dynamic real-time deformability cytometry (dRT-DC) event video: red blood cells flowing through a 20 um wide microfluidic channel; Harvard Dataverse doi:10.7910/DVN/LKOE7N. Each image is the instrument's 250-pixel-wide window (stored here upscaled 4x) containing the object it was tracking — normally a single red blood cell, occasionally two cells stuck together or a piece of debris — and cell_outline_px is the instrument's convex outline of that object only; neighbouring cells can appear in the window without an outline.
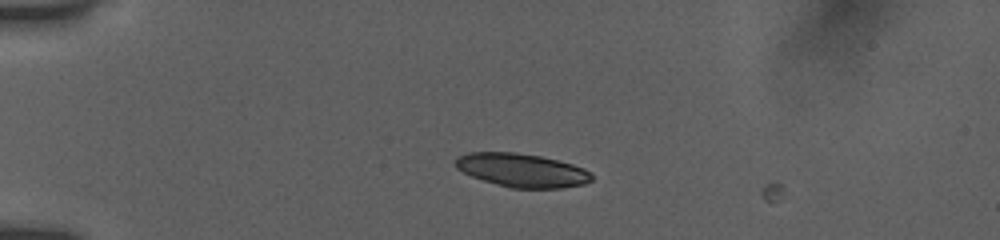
{"species": "human", "species_latin": "Homo sapiens", "temperature_condition": "room temperature", "stored_images_in_passage": 2, "camera_frame_rate_fps": 3000, "um_per_image_px": 0.085, "donor": {"sex": "female"}, "frame": {"image": 1, "passage_image": 1, "time_ms": 0.0, "image_size_px": [1000, 240], "cell_outline_px": [[592, 180], [584, 184], [560, 188], [512, 188], [496, 184], [472, 176], [456, 168], [456, 160], [460, 156], [468, 152], [512, 152], [540, 156], [572, 164], [584, 168], [592, 172]], "centroid_in_image_um": [44.39, 14.47], "position_along_channel_um": 40.6, "area_um2": 26.41}}